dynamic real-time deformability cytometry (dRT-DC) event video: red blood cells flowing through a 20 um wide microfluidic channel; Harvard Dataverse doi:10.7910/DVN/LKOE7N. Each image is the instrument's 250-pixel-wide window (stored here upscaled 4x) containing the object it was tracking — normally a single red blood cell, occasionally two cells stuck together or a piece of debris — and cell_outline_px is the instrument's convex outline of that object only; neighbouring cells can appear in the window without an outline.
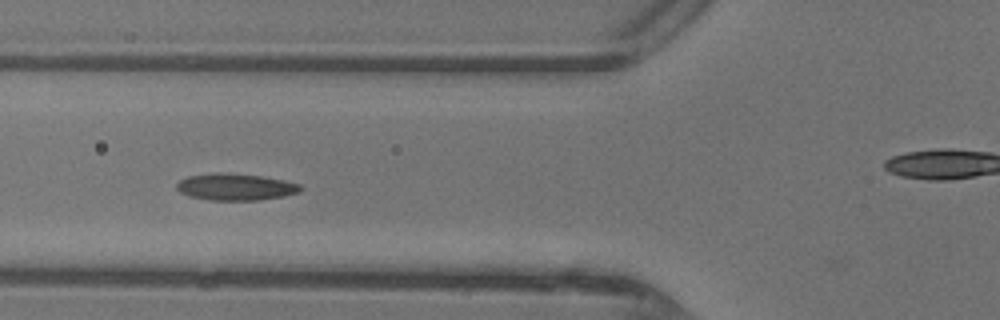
{"species": "common noctule bat (a hibernating species)", "species_latin": "Nyctalus noctula", "temperature_condition": "warm", "stored_images_in_passage": 44, "camera_frame_rate_fps": 3000, "um_per_image_px": 0.085, "animal": {"sex": "female"}, "frame": {"image": 1, "passage_image": 17, "time_ms": 5.333, "image_size_px": [1000, 320], "cell_outline_px": [[304, 188], [300, 192], [284, 196], [260, 200], [208, 200], [188, 196], [180, 192], [176, 188], [176, 184], [180, 180], [188, 176], [216, 172], [224, 172], [260, 176], [284, 180], [300, 184]], "centroid_in_image_um": [20.02, 15.89], "position_along_channel_um": 105.8, "area_um2": 19.48}}
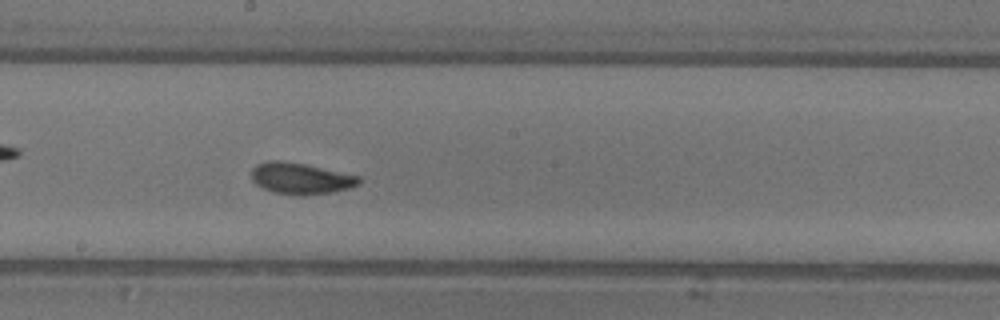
{"frame": {"image": 2, "passage_image": 25, "time_ms": 8.0, "image_size_px": [1000, 320], "cell_outline_px": [[360, 184], [348, 188], [332, 192], [304, 196], [300, 196], [276, 192], [264, 188], [256, 184], [252, 180], [252, 168], [256, 164], [268, 160], [280, 160], [304, 164], [360, 176]], "centroid_in_image_um": [25.55, 15.16], "position_along_channel_um": 222.7, "area_um2": 19.54}}
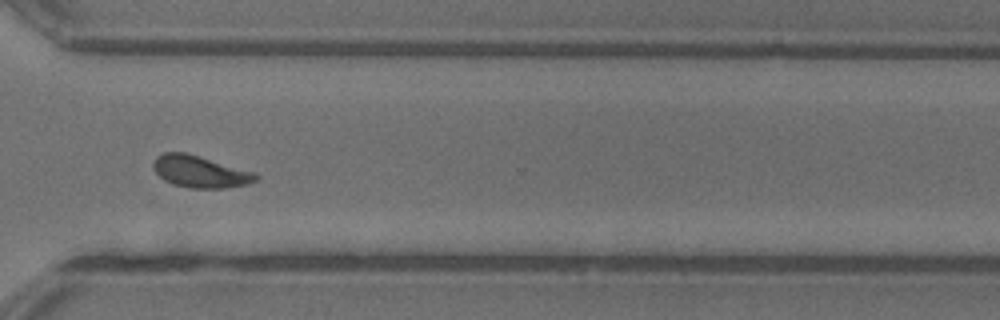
{"frame": {"image": 3, "passage_image": 34, "time_ms": 11.0, "image_size_px": [1000, 320], "cell_outline_px": [[260, 176], [256, 180], [248, 184], [224, 188], [192, 188], [172, 184], [164, 180], [152, 168], [152, 164], [156, 156], [164, 152], [184, 152], [256, 172]], "centroid_in_image_um": [17.01, 14.59], "position_along_channel_um": 353.6, "area_um2": 19.07}}